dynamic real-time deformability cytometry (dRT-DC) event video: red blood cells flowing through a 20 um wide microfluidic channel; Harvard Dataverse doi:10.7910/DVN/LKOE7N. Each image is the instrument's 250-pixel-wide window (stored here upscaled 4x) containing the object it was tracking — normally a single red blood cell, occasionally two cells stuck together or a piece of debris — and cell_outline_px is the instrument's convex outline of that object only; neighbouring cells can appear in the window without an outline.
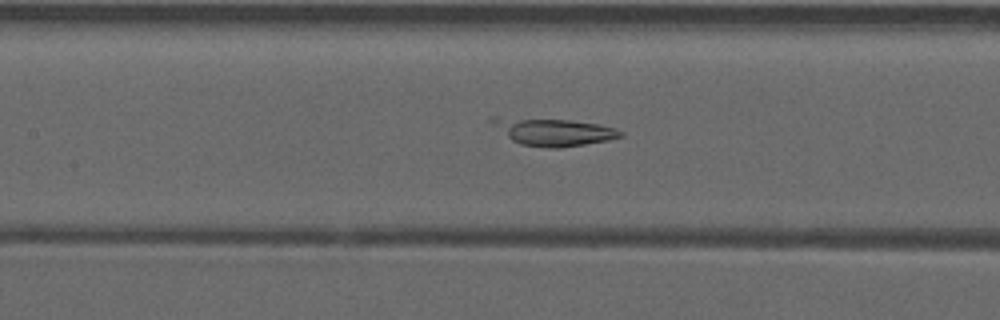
{"species": "common noctule bat (a hibernating species)", "species_latin": "Nyctalus noctula", "temperature_condition": "warm", "stored_images_in_passage": 37, "camera_frame_rate_fps": 3000, "um_per_image_px": 0.085, "animal": {"sex": "male", "forearm_length_mm": 52.5}, "frame": {"image": 1, "passage_image": 17, "time_ms": 5.333, "image_size_px": [1000, 320], "cell_outline_px": [[624, 136], [608, 140], [560, 148], [548, 148], [520, 144], [512, 140], [492, 120], [492, 116], [496, 116], [568, 120], [600, 124], [616, 128], [624, 132]], "centroid_in_image_um": [47.13, 11.2], "position_along_channel_um": 160.3, "area_um2": 20.23}}
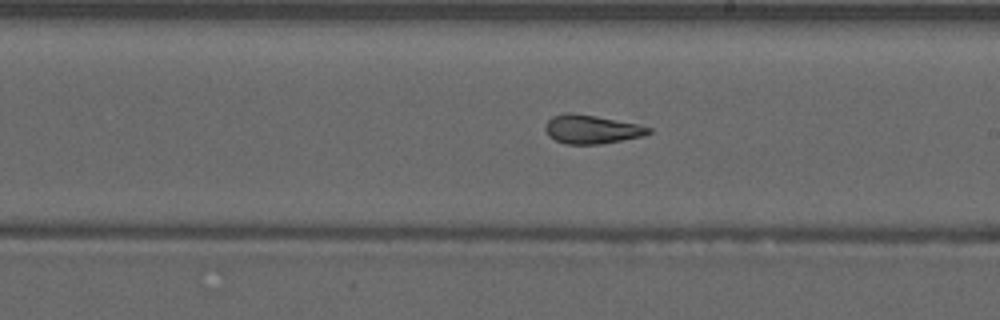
{"frame": {"image": 2, "passage_image": 23, "time_ms": 7.333, "image_size_px": [1000, 320], "cell_outline_px": [[652, 132], [644, 136], [600, 144], [564, 144], [548, 136], [544, 128], [548, 120], [552, 116], [596, 116], [640, 124], [652, 128]], "centroid_in_image_um": [50.36, 11.04], "position_along_channel_um": 238.6, "area_um2": 16.76}}
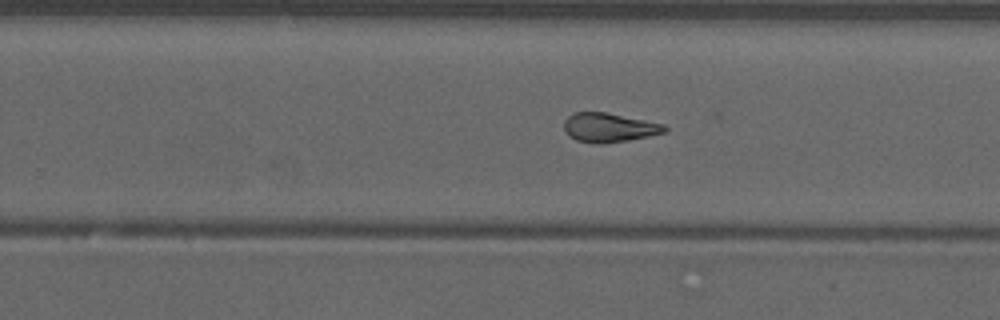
{"frame": {"image": 3, "passage_image": 26, "time_ms": 8.333, "image_size_px": [1000, 320], "cell_outline_px": [[668, 128], [664, 132], [648, 136], [628, 140], [604, 144], [596, 144], [576, 140], [568, 136], [564, 132], [564, 120], [568, 116], [576, 112], [604, 112], [664, 124]], "centroid_in_image_um": [51.72, 10.85], "position_along_channel_um": 278.1, "area_um2": 17.05}, "authors_computed_cell_mechanics": {"area_um2": 17.8602, "velocity_mm_per_s": 3.961, "shape_relaxation_time_tau1_ms": null, "shape_relaxation_time_tau2_ms": 1.1206, "deformation_change_tau1": null, "deformation_change_tau2": 0.0987}}